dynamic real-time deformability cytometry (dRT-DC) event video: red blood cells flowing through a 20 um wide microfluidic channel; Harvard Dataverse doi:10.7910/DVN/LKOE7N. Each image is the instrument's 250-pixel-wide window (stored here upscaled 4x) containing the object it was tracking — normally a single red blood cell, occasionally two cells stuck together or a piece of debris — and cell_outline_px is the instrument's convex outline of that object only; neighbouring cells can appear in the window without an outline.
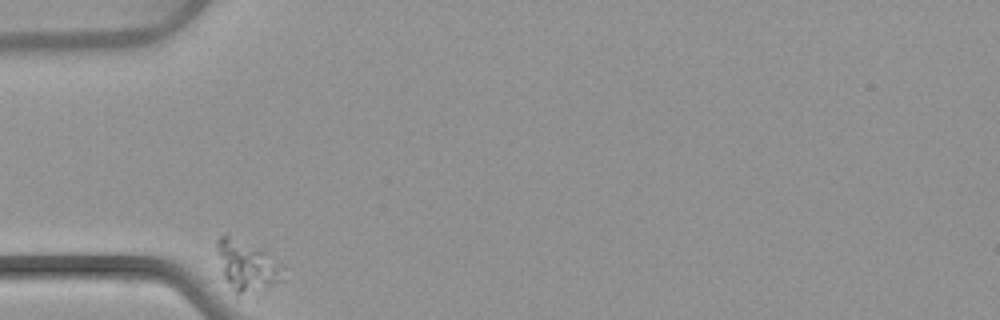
{"species": "common noctule bat (a hibernating species)", "species_latin": "Nyctalus noctula", "temperature_condition": "warm", "stored_images_in_passage": 4, "camera_frame_rate_fps": 3000, "um_per_image_px": 0.085, "animal": {"sex": "female", "body_mass_g": 22.7, "forearm_length_mm": 54.2}, "frame": {"image": 1, "passage_image": 1, "time_ms": 0.0, "image_size_px": [1000, 320], "cell_outline_px": [[280, 280], [272, 284], [236, 300], [224, 276], [216, 244], [216, 240], [220, 236], [228, 236], [264, 252], [280, 268]], "centroid_in_image_um": [20.88, 22.7], "position_along_channel_um": 64.1, "area_um2": 18.21}}
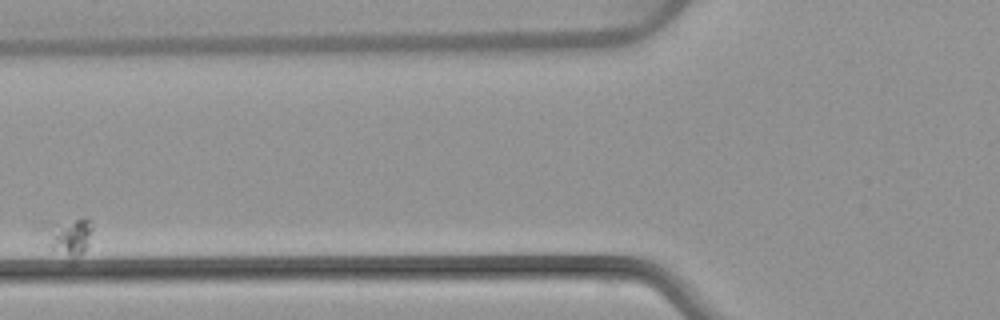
{"frame": {"image": 2, "passage_image": 3, "time_ms": 2.333, "image_size_px": [1000, 320], "cell_outline_px": [[92, 228], [88, 244], [68, 264], [32, 232], [32, 228], [44, 220], [92, 220]], "centroid_in_image_um": [5.5, 20.1], "position_along_channel_um": 120.3, "area_um2": 12.31}}
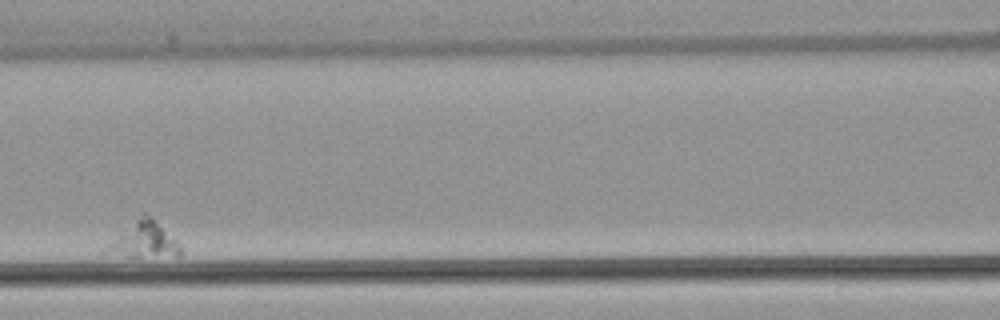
{"frame": {"image": 3, "passage_image": 4, "time_ms": 3.667, "image_size_px": [1000, 320], "cell_outline_px": [[180, 256], [128, 256], [100, 252], [104, 248], [144, 212], [180, 248]], "centroid_in_image_um": [12.15, 20.46], "position_along_channel_um": 154.5, "area_um2": 14.05}}